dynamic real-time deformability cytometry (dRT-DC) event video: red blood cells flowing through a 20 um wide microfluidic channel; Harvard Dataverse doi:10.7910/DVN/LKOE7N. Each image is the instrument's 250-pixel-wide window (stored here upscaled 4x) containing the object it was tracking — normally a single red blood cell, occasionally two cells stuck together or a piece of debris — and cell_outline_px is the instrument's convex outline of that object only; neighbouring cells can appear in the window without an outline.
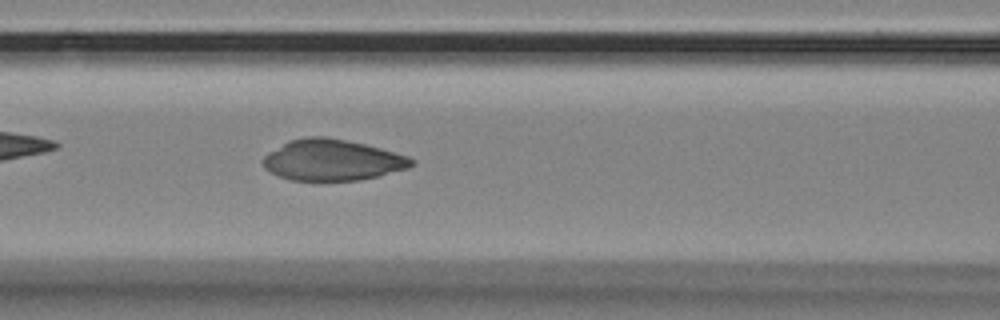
{"species": "Egyptian fruit bat (a non-hibernating species)", "species_latin": "Rousettus aegyptiacus", "temperature_condition": "room temperature", "stored_images_in_passage": 39, "camera_frame_rate_fps": 3000, "um_per_image_px": 0.085, "animal": {"sex": "female"}, "frame": {"image": 1, "passage_image": 14, "time_ms": 4.333, "image_size_px": [1000, 320], "cell_outline_px": [[416, 164], [408, 168], [380, 176], [360, 180], [292, 180], [280, 176], [264, 168], [264, 156], [268, 152], [288, 140], [308, 136], [328, 136], [364, 144], [380, 148], [408, 156], [416, 160]], "centroid_in_image_um": [28.27, 13.59], "position_along_channel_um": 138.3, "area_um2": 35.55}}
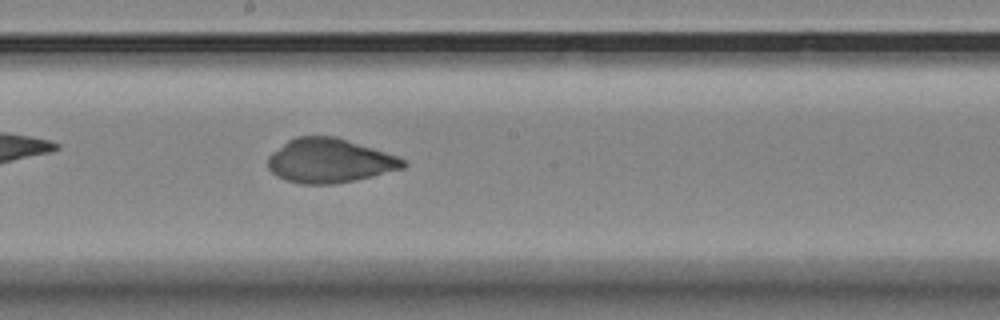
{"frame": {"image": 2, "passage_image": 21, "time_ms": 6.667, "image_size_px": [1000, 320], "cell_outline_px": [[408, 164], [404, 168], [356, 180], [332, 184], [300, 184], [276, 176], [268, 168], [268, 156], [272, 152], [288, 140], [296, 136], [336, 136], [396, 156], [404, 160]], "centroid_in_image_um": [27.99, 13.66], "position_along_channel_um": 220.2, "area_um2": 34.68}}
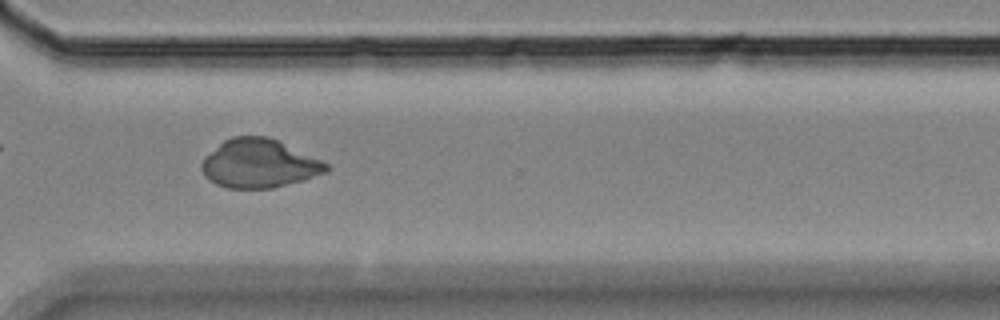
{"frame": {"image": 3, "passage_image": 32, "time_ms": 10.333, "image_size_px": [1000, 320], "cell_outline_px": [[328, 172], [304, 180], [272, 188], [228, 188], [216, 184], [208, 180], [204, 176], [200, 168], [200, 164], [204, 156], [224, 140], [232, 136], [268, 136], [280, 140], [328, 164]], "centroid_in_image_um": [21.99, 13.89], "position_along_channel_um": 348.6, "area_um2": 35.55}}